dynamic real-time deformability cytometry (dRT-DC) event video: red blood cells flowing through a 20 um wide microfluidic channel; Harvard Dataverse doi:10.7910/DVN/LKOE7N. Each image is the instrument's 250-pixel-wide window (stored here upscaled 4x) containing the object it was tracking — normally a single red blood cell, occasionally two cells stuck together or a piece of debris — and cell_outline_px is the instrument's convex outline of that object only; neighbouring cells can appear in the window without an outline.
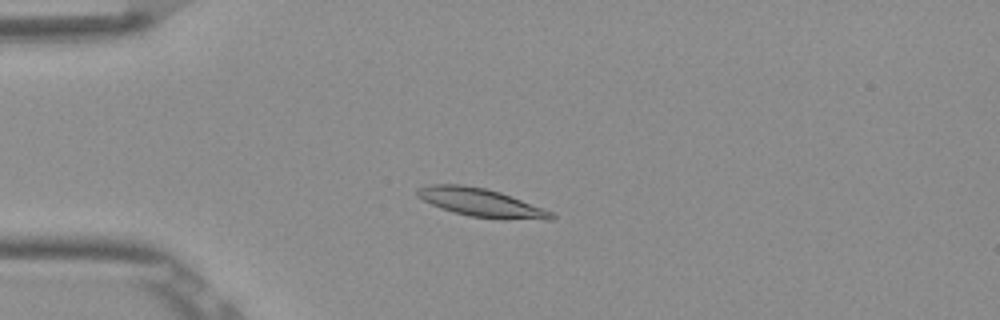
{"species": "Egyptian fruit bat (a non-hibernating species)", "species_latin": "Rousettus aegyptiacus", "temperature_condition": "room temperature", "stored_images_in_passage": 53, "camera_frame_rate_fps": 3000, "um_per_image_px": 0.085, "frame": {"image": 1, "passage_image": 14, "time_ms": 4.333, "image_size_px": [1000, 320], "cell_outline_px": [[556, 220], [504, 220], [468, 216], [440, 208], [416, 196], [416, 188], [428, 184], [464, 184], [484, 188], [500, 192], [552, 212], [556, 216]], "centroid_in_image_um": [40.9, 17.24], "position_along_channel_um": 44.1, "area_um2": 22.37}}
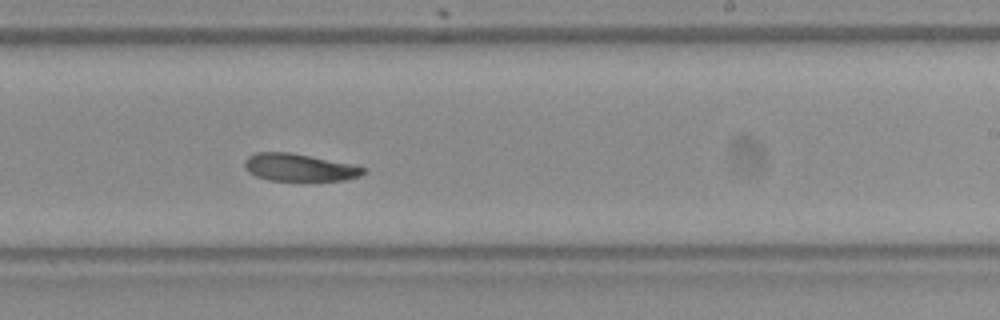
{"frame": {"image": 2, "passage_image": 33, "time_ms": 10.667, "image_size_px": [1000, 320], "cell_outline_px": [[368, 172], [360, 176], [344, 180], [268, 180], [256, 176], [248, 172], [244, 164], [244, 160], [248, 156], [256, 152], [292, 152], [368, 168]], "centroid_in_image_um": [25.44, 14.23], "position_along_channel_um": 263.6, "area_um2": 18.96}}
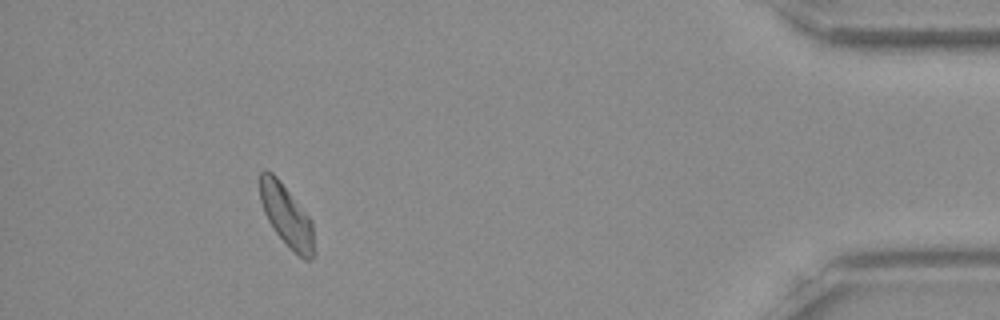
{"frame": {"image": 3, "passage_image": 49, "time_ms": 16.0, "image_size_px": [1000, 320], "cell_outline_px": [[316, 252], [312, 260], [304, 260], [288, 248], [276, 232], [268, 220], [264, 212], [260, 200], [260, 172], [264, 168], [272, 172], [280, 180], [312, 220]], "centroid_in_image_um": [24.39, 18.38], "position_along_channel_um": 410.8, "area_um2": 19.88}, "authors_computed_cell_mechanics": {"area_um2": 20.1722, "velocity_mm_per_s": 3.8311, "shape_relaxation_time_tau1_ms": 7.7002, "shape_relaxation_time_tau2_ms": 9.3609, "deformation_change_tau1": 0.1691, "deformation_change_tau2": 0.1833}}